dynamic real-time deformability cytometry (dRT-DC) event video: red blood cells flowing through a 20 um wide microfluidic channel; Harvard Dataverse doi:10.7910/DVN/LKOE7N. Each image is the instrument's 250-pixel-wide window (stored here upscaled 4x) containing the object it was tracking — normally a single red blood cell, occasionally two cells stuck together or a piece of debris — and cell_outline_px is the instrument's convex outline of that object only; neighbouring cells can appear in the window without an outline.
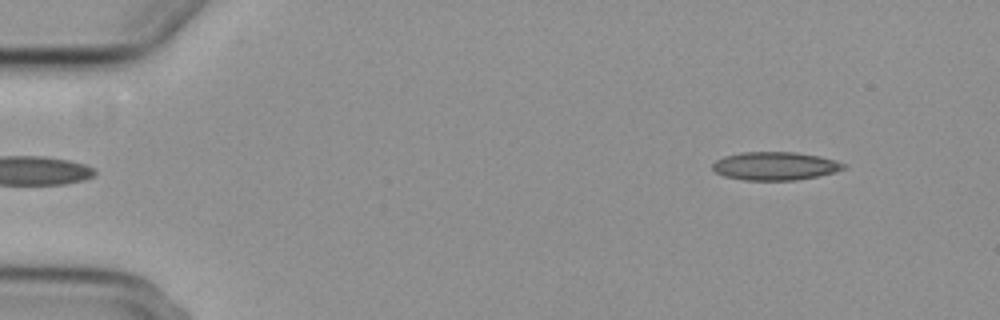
{"species": "common noctule bat (a hibernating species)", "species_latin": "Nyctalus noctula", "temperature_condition": "cold", "stored_images_in_passage": 3, "camera_frame_rate_fps": 3000, "um_per_image_px": 0.085, "animal": {"sex": "female", "body_mass_g": 29.2, "forearm_length_mm": 56.3}, "frame": {"image": 1, "passage_image": 1, "time_ms": 0.0, "image_size_px": [1000, 320], "cell_outline_px": [[848, 164], [844, 168], [836, 172], [796, 180], [744, 180], [724, 176], [716, 172], [712, 168], [712, 164], [716, 160], [724, 156], [740, 152], [792, 152], [820, 156], [836, 160]], "centroid_in_image_um": [65.89, 14.1], "position_along_channel_um": 19.1, "area_um2": 21.62}}